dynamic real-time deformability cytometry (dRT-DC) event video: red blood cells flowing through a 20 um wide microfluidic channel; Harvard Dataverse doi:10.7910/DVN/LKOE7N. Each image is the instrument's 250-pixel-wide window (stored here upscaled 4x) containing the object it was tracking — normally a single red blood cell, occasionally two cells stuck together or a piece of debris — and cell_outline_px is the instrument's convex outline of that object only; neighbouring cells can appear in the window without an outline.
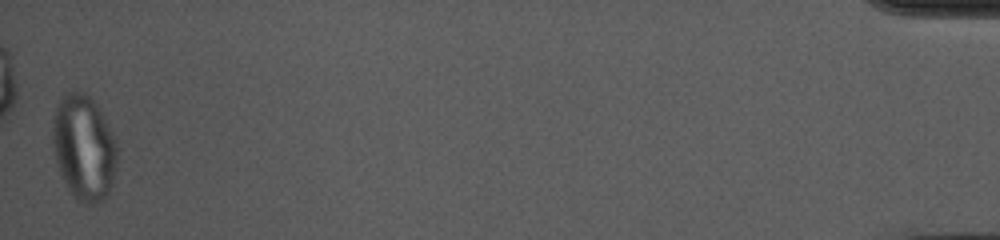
{"species": "common noctule bat (a hibernating species)", "species_latin": "Nyctalus noctula", "temperature_condition": "cold", "stored_images_in_passage": 52, "camera_frame_rate_fps": 3000, "um_per_image_px": 0.085, "animal": {"sex": "female", "body_mass_g": 10.0, "forearm_length_mm": 53.1}, "frame": {"image": 1, "passage_image": 52, "time_ms": 17.0, "image_size_px": [1000, 240], "cell_outline_px": [[116, 168], [112, 184], [104, 200], [92, 204], [84, 204], [76, 200], [72, 196], [56, 164], [52, 140], [52, 132], [56, 108], [64, 92], [84, 92], [92, 100], [100, 112], [116, 140]], "centroid_in_image_um": [7.12, 12.59], "position_along_channel_um": 428.1, "area_um2": 39.3}}